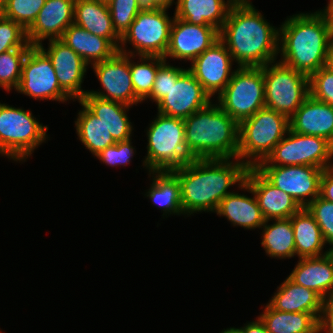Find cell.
I'll return each instance as SVG.
<instances>
[{
	"mask_svg": "<svg viewBox=\"0 0 333 333\" xmlns=\"http://www.w3.org/2000/svg\"><path fill=\"white\" fill-rule=\"evenodd\" d=\"M327 66L333 70V39L329 47Z\"/></svg>",
	"mask_w": 333,
	"mask_h": 333,
	"instance_id": "c3c4849f",
	"label": "cell"
},
{
	"mask_svg": "<svg viewBox=\"0 0 333 333\" xmlns=\"http://www.w3.org/2000/svg\"><path fill=\"white\" fill-rule=\"evenodd\" d=\"M32 111L0 102V155L25 162L49 137Z\"/></svg>",
	"mask_w": 333,
	"mask_h": 333,
	"instance_id": "52a82bcc",
	"label": "cell"
},
{
	"mask_svg": "<svg viewBox=\"0 0 333 333\" xmlns=\"http://www.w3.org/2000/svg\"><path fill=\"white\" fill-rule=\"evenodd\" d=\"M221 333H243L239 328L230 327L221 331Z\"/></svg>",
	"mask_w": 333,
	"mask_h": 333,
	"instance_id": "681fc988",
	"label": "cell"
},
{
	"mask_svg": "<svg viewBox=\"0 0 333 333\" xmlns=\"http://www.w3.org/2000/svg\"><path fill=\"white\" fill-rule=\"evenodd\" d=\"M310 96L333 106V70L327 65L309 77Z\"/></svg>",
	"mask_w": 333,
	"mask_h": 333,
	"instance_id": "60d3db41",
	"label": "cell"
},
{
	"mask_svg": "<svg viewBox=\"0 0 333 333\" xmlns=\"http://www.w3.org/2000/svg\"><path fill=\"white\" fill-rule=\"evenodd\" d=\"M265 107L290 118L310 96L309 77L280 61L263 66Z\"/></svg>",
	"mask_w": 333,
	"mask_h": 333,
	"instance_id": "9c48e42d",
	"label": "cell"
},
{
	"mask_svg": "<svg viewBox=\"0 0 333 333\" xmlns=\"http://www.w3.org/2000/svg\"><path fill=\"white\" fill-rule=\"evenodd\" d=\"M290 129L298 134L318 136L333 145V106L309 96L289 118Z\"/></svg>",
	"mask_w": 333,
	"mask_h": 333,
	"instance_id": "44dd1931",
	"label": "cell"
},
{
	"mask_svg": "<svg viewBox=\"0 0 333 333\" xmlns=\"http://www.w3.org/2000/svg\"><path fill=\"white\" fill-rule=\"evenodd\" d=\"M255 168L272 185L291 195L302 208L307 207L320 194L322 168L304 165Z\"/></svg>",
	"mask_w": 333,
	"mask_h": 333,
	"instance_id": "4fadbf2b",
	"label": "cell"
},
{
	"mask_svg": "<svg viewBox=\"0 0 333 333\" xmlns=\"http://www.w3.org/2000/svg\"><path fill=\"white\" fill-rule=\"evenodd\" d=\"M147 156L143 168L149 171H171L186 165L193 157L185 144L184 119L157 112L147 127Z\"/></svg>",
	"mask_w": 333,
	"mask_h": 333,
	"instance_id": "5b68a950",
	"label": "cell"
},
{
	"mask_svg": "<svg viewBox=\"0 0 333 333\" xmlns=\"http://www.w3.org/2000/svg\"><path fill=\"white\" fill-rule=\"evenodd\" d=\"M28 51L29 49H13L0 54V88L6 92L17 89Z\"/></svg>",
	"mask_w": 333,
	"mask_h": 333,
	"instance_id": "e575fe53",
	"label": "cell"
},
{
	"mask_svg": "<svg viewBox=\"0 0 333 333\" xmlns=\"http://www.w3.org/2000/svg\"><path fill=\"white\" fill-rule=\"evenodd\" d=\"M165 9L143 8L135 17L130 28L121 37L118 52L132 56L164 57L170 41L174 20ZM126 44L133 49H127Z\"/></svg>",
	"mask_w": 333,
	"mask_h": 333,
	"instance_id": "ba28073f",
	"label": "cell"
},
{
	"mask_svg": "<svg viewBox=\"0 0 333 333\" xmlns=\"http://www.w3.org/2000/svg\"><path fill=\"white\" fill-rule=\"evenodd\" d=\"M152 184L144 196L148 197L154 206H158L163 218L169 215H184L181 206L180 183L171 171H149ZM168 215V216H167Z\"/></svg>",
	"mask_w": 333,
	"mask_h": 333,
	"instance_id": "f546056e",
	"label": "cell"
},
{
	"mask_svg": "<svg viewBox=\"0 0 333 333\" xmlns=\"http://www.w3.org/2000/svg\"><path fill=\"white\" fill-rule=\"evenodd\" d=\"M288 278L309 288L323 299L333 290V253L318 257L299 258Z\"/></svg>",
	"mask_w": 333,
	"mask_h": 333,
	"instance_id": "603a6c76",
	"label": "cell"
},
{
	"mask_svg": "<svg viewBox=\"0 0 333 333\" xmlns=\"http://www.w3.org/2000/svg\"><path fill=\"white\" fill-rule=\"evenodd\" d=\"M333 167V145L326 139L298 134L290 128L283 139L257 166Z\"/></svg>",
	"mask_w": 333,
	"mask_h": 333,
	"instance_id": "8fae6325",
	"label": "cell"
},
{
	"mask_svg": "<svg viewBox=\"0 0 333 333\" xmlns=\"http://www.w3.org/2000/svg\"><path fill=\"white\" fill-rule=\"evenodd\" d=\"M234 61L224 42L219 38L202 54L196 57L188 71L198 80L204 90L211 96L219 95L235 71Z\"/></svg>",
	"mask_w": 333,
	"mask_h": 333,
	"instance_id": "9a60e30c",
	"label": "cell"
},
{
	"mask_svg": "<svg viewBox=\"0 0 333 333\" xmlns=\"http://www.w3.org/2000/svg\"><path fill=\"white\" fill-rule=\"evenodd\" d=\"M48 41L47 49L43 46L44 43L38 47L49 57L60 87L73 101L80 100L88 93L81 85L89 65L61 39Z\"/></svg>",
	"mask_w": 333,
	"mask_h": 333,
	"instance_id": "2e32d148",
	"label": "cell"
},
{
	"mask_svg": "<svg viewBox=\"0 0 333 333\" xmlns=\"http://www.w3.org/2000/svg\"><path fill=\"white\" fill-rule=\"evenodd\" d=\"M234 2H241V1H245V0H233Z\"/></svg>",
	"mask_w": 333,
	"mask_h": 333,
	"instance_id": "f5cc1de1",
	"label": "cell"
},
{
	"mask_svg": "<svg viewBox=\"0 0 333 333\" xmlns=\"http://www.w3.org/2000/svg\"><path fill=\"white\" fill-rule=\"evenodd\" d=\"M8 0H0V9L4 6V4L7 2Z\"/></svg>",
	"mask_w": 333,
	"mask_h": 333,
	"instance_id": "f907efd6",
	"label": "cell"
},
{
	"mask_svg": "<svg viewBox=\"0 0 333 333\" xmlns=\"http://www.w3.org/2000/svg\"><path fill=\"white\" fill-rule=\"evenodd\" d=\"M320 330L321 333H333V290L323 299Z\"/></svg>",
	"mask_w": 333,
	"mask_h": 333,
	"instance_id": "7bdbcfd3",
	"label": "cell"
},
{
	"mask_svg": "<svg viewBox=\"0 0 333 333\" xmlns=\"http://www.w3.org/2000/svg\"><path fill=\"white\" fill-rule=\"evenodd\" d=\"M321 229L324 242L333 248V202L320 196L306 207Z\"/></svg>",
	"mask_w": 333,
	"mask_h": 333,
	"instance_id": "f35d334b",
	"label": "cell"
},
{
	"mask_svg": "<svg viewBox=\"0 0 333 333\" xmlns=\"http://www.w3.org/2000/svg\"><path fill=\"white\" fill-rule=\"evenodd\" d=\"M132 138L125 141H118L116 144L107 147L96 155V159L107 166H126L131 162V158L136 153L135 148L132 145Z\"/></svg>",
	"mask_w": 333,
	"mask_h": 333,
	"instance_id": "b9f144b4",
	"label": "cell"
},
{
	"mask_svg": "<svg viewBox=\"0 0 333 333\" xmlns=\"http://www.w3.org/2000/svg\"><path fill=\"white\" fill-rule=\"evenodd\" d=\"M61 40L90 66L108 60L118 52L108 39L94 35L74 23L64 31Z\"/></svg>",
	"mask_w": 333,
	"mask_h": 333,
	"instance_id": "83f0119b",
	"label": "cell"
},
{
	"mask_svg": "<svg viewBox=\"0 0 333 333\" xmlns=\"http://www.w3.org/2000/svg\"><path fill=\"white\" fill-rule=\"evenodd\" d=\"M27 30L19 23L0 14V54L13 49H30Z\"/></svg>",
	"mask_w": 333,
	"mask_h": 333,
	"instance_id": "74e56055",
	"label": "cell"
},
{
	"mask_svg": "<svg viewBox=\"0 0 333 333\" xmlns=\"http://www.w3.org/2000/svg\"><path fill=\"white\" fill-rule=\"evenodd\" d=\"M74 24L108 39L119 49L121 36L115 31L108 3L97 0H75Z\"/></svg>",
	"mask_w": 333,
	"mask_h": 333,
	"instance_id": "484cf974",
	"label": "cell"
},
{
	"mask_svg": "<svg viewBox=\"0 0 333 333\" xmlns=\"http://www.w3.org/2000/svg\"><path fill=\"white\" fill-rule=\"evenodd\" d=\"M212 102L211 96L188 69L177 79L156 105L158 113L185 119Z\"/></svg>",
	"mask_w": 333,
	"mask_h": 333,
	"instance_id": "e0dca14e",
	"label": "cell"
},
{
	"mask_svg": "<svg viewBox=\"0 0 333 333\" xmlns=\"http://www.w3.org/2000/svg\"><path fill=\"white\" fill-rule=\"evenodd\" d=\"M79 101L103 122L116 142L125 141L132 137L134 128L127 115L132 106L104 100L89 93Z\"/></svg>",
	"mask_w": 333,
	"mask_h": 333,
	"instance_id": "d4e9b609",
	"label": "cell"
},
{
	"mask_svg": "<svg viewBox=\"0 0 333 333\" xmlns=\"http://www.w3.org/2000/svg\"><path fill=\"white\" fill-rule=\"evenodd\" d=\"M290 128L289 118L269 108L239 123L238 159L248 168L264 161Z\"/></svg>",
	"mask_w": 333,
	"mask_h": 333,
	"instance_id": "8992f818",
	"label": "cell"
},
{
	"mask_svg": "<svg viewBox=\"0 0 333 333\" xmlns=\"http://www.w3.org/2000/svg\"><path fill=\"white\" fill-rule=\"evenodd\" d=\"M243 333H269L261 321V319L257 316L256 320L250 321L244 324V327L239 328Z\"/></svg>",
	"mask_w": 333,
	"mask_h": 333,
	"instance_id": "f6af8a7d",
	"label": "cell"
},
{
	"mask_svg": "<svg viewBox=\"0 0 333 333\" xmlns=\"http://www.w3.org/2000/svg\"><path fill=\"white\" fill-rule=\"evenodd\" d=\"M82 108L78 112L75 128L76 134L86 149L96 156L109 146L116 144L107 127L93 115L79 100Z\"/></svg>",
	"mask_w": 333,
	"mask_h": 333,
	"instance_id": "d6a6232c",
	"label": "cell"
},
{
	"mask_svg": "<svg viewBox=\"0 0 333 333\" xmlns=\"http://www.w3.org/2000/svg\"><path fill=\"white\" fill-rule=\"evenodd\" d=\"M261 230V245L267 256L274 259H290L296 256L290 218L265 220Z\"/></svg>",
	"mask_w": 333,
	"mask_h": 333,
	"instance_id": "1f68e13d",
	"label": "cell"
},
{
	"mask_svg": "<svg viewBox=\"0 0 333 333\" xmlns=\"http://www.w3.org/2000/svg\"><path fill=\"white\" fill-rule=\"evenodd\" d=\"M215 102L238 124L265 107L263 67H237Z\"/></svg>",
	"mask_w": 333,
	"mask_h": 333,
	"instance_id": "30bf717a",
	"label": "cell"
},
{
	"mask_svg": "<svg viewBox=\"0 0 333 333\" xmlns=\"http://www.w3.org/2000/svg\"><path fill=\"white\" fill-rule=\"evenodd\" d=\"M319 196L327 201L333 202V167L324 169L320 181Z\"/></svg>",
	"mask_w": 333,
	"mask_h": 333,
	"instance_id": "ee69618b",
	"label": "cell"
},
{
	"mask_svg": "<svg viewBox=\"0 0 333 333\" xmlns=\"http://www.w3.org/2000/svg\"><path fill=\"white\" fill-rule=\"evenodd\" d=\"M219 36L237 67H263L279 55L280 28L271 25L250 0L232 5Z\"/></svg>",
	"mask_w": 333,
	"mask_h": 333,
	"instance_id": "7a4b0ae2",
	"label": "cell"
},
{
	"mask_svg": "<svg viewBox=\"0 0 333 333\" xmlns=\"http://www.w3.org/2000/svg\"><path fill=\"white\" fill-rule=\"evenodd\" d=\"M136 56L129 54L130 73L135 95L142 101L151 94L156 72L159 66L165 61L161 56H138L139 60H132ZM132 58V59H131Z\"/></svg>",
	"mask_w": 333,
	"mask_h": 333,
	"instance_id": "836d02e7",
	"label": "cell"
},
{
	"mask_svg": "<svg viewBox=\"0 0 333 333\" xmlns=\"http://www.w3.org/2000/svg\"><path fill=\"white\" fill-rule=\"evenodd\" d=\"M75 0H46L36 20L27 29V39L32 46L45 39H61L64 31L74 22Z\"/></svg>",
	"mask_w": 333,
	"mask_h": 333,
	"instance_id": "ffe728a7",
	"label": "cell"
},
{
	"mask_svg": "<svg viewBox=\"0 0 333 333\" xmlns=\"http://www.w3.org/2000/svg\"><path fill=\"white\" fill-rule=\"evenodd\" d=\"M247 169L238 158H232L192 159L171 170L180 183L184 217L203 211L215 213L220 201L231 193L228 189L244 182Z\"/></svg>",
	"mask_w": 333,
	"mask_h": 333,
	"instance_id": "6da1fadb",
	"label": "cell"
},
{
	"mask_svg": "<svg viewBox=\"0 0 333 333\" xmlns=\"http://www.w3.org/2000/svg\"><path fill=\"white\" fill-rule=\"evenodd\" d=\"M258 316L269 333H321L320 321L307 312H283L268 303Z\"/></svg>",
	"mask_w": 333,
	"mask_h": 333,
	"instance_id": "4dcf8cb0",
	"label": "cell"
},
{
	"mask_svg": "<svg viewBox=\"0 0 333 333\" xmlns=\"http://www.w3.org/2000/svg\"><path fill=\"white\" fill-rule=\"evenodd\" d=\"M244 181L254 193L265 220L287 219L302 208L291 195L272 185L255 167L247 169Z\"/></svg>",
	"mask_w": 333,
	"mask_h": 333,
	"instance_id": "d6986e66",
	"label": "cell"
},
{
	"mask_svg": "<svg viewBox=\"0 0 333 333\" xmlns=\"http://www.w3.org/2000/svg\"><path fill=\"white\" fill-rule=\"evenodd\" d=\"M290 219L294 231L296 257H318L331 251V248H328L324 252V246L327 244L314 216L306 207L301 208Z\"/></svg>",
	"mask_w": 333,
	"mask_h": 333,
	"instance_id": "f1b7e54d",
	"label": "cell"
},
{
	"mask_svg": "<svg viewBox=\"0 0 333 333\" xmlns=\"http://www.w3.org/2000/svg\"><path fill=\"white\" fill-rule=\"evenodd\" d=\"M115 31L122 37L144 8L141 0H111L108 3Z\"/></svg>",
	"mask_w": 333,
	"mask_h": 333,
	"instance_id": "8d00e7d4",
	"label": "cell"
},
{
	"mask_svg": "<svg viewBox=\"0 0 333 333\" xmlns=\"http://www.w3.org/2000/svg\"><path fill=\"white\" fill-rule=\"evenodd\" d=\"M187 68L173 66L166 60L159 66L156 72V78L153 83L151 94L145 99L153 101L156 104L168 95V92L172 86V80H177Z\"/></svg>",
	"mask_w": 333,
	"mask_h": 333,
	"instance_id": "ab89813d",
	"label": "cell"
},
{
	"mask_svg": "<svg viewBox=\"0 0 333 333\" xmlns=\"http://www.w3.org/2000/svg\"><path fill=\"white\" fill-rule=\"evenodd\" d=\"M176 2L177 1L174 0H141V3L144 8L165 9V10L171 8L170 6H172L173 3H175L176 6Z\"/></svg>",
	"mask_w": 333,
	"mask_h": 333,
	"instance_id": "bcb514c9",
	"label": "cell"
},
{
	"mask_svg": "<svg viewBox=\"0 0 333 333\" xmlns=\"http://www.w3.org/2000/svg\"><path fill=\"white\" fill-rule=\"evenodd\" d=\"M213 102L184 119L187 151L193 159H235L239 124Z\"/></svg>",
	"mask_w": 333,
	"mask_h": 333,
	"instance_id": "277c9868",
	"label": "cell"
},
{
	"mask_svg": "<svg viewBox=\"0 0 333 333\" xmlns=\"http://www.w3.org/2000/svg\"><path fill=\"white\" fill-rule=\"evenodd\" d=\"M268 304L283 312L312 313L319 321L323 311V298L319 294L295 284L288 277L277 287Z\"/></svg>",
	"mask_w": 333,
	"mask_h": 333,
	"instance_id": "cb8c5ba5",
	"label": "cell"
},
{
	"mask_svg": "<svg viewBox=\"0 0 333 333\" xmlns=\"http://www.w3.org/2000/svg\"><path fill=\"white\" fill-rule=\"evenodd\" d=\"M219 38V30L214 26L190 24L174 17L168 49L163 58L166 61L170 57L174 61L192 62Z\"/></svg>",
	"mask_w": 333,
	"mask_h": 333,
	"instance_id": "ac0fdd59",
	"label": "cell"
},
{
	"mask_svg": "<svg viewBox=\"0 0 333 333\" xmlns=\"http://www.w3.org/2000/svg\"><path fill=\"white\" fill-rule=\"evenodd\" d=\"M234 3L233 0H177L174 17L190 24L214 26L220 31Z\"/></svg>",
	"mask_w": 333,
	"mask_h": 333,
	"instance_id": "4316f807",
	"label": "cell"
},
{
	"mask_svg": "<svg viewBox=\"0 0 333 333\" xmlns=\"http://www.w3.org/2000/svg\"><path fill=\"white\" fill-rule=\"evenodd\" d=\"M46 0H8L0 14L22 25L26 30L36 20Z\"/></svg>",
	"mask_w": 333,
	"mask_h": 333,
	"instance_id": "d590c367",
	"label": "cell"
},
{
	"mask_svg": "<svg viewBox=\"0 0 333 333\" xmlns=\"http://www.w3.org/2000/svg\"><path fill=\"white\" fill-rule=\"evenodd\" d=\"M91 68L103 89L88 90L90 95L128 106L141 104L132 85L129 54L117 52L112 58L91 65Z\"/></svg>",
	"mask_w": 333,
	"mask_h": 333,
	"instance_id": "5bb4252c",
	"label": "cell"
},
{
	"mask_svg": "<svg viewBox=\"0 0 333 333\" xmlns=\"http://www.w3.org/2000/svg\"><path fill=\"white\" fill-rule=\"evenodd\" d=\"M237 187L251 193L253 197L232 191L220 201L215 213L217 216L225 217L234 227L239 226L246 230L260 229L265 219L254 193L245 181Z\"/></svg>",
	"mask_w": 333,
	"mask_h": 333,
	"instance_id": "7402d4cb",
	"label": "cell"
},
{
	"mask_svg": "<svg viewBox=\"0 0 333 333\" xmlns=\"http://www.w3.org/2000/svg\"><path fill=\"white\" fill-rule=\"evenodd\" d=\"M97 1L104 2V3H109L111 0H97Z\"/></svg>",
	"mask_w": 333,
	"mask_h": 333,
	"instance_id": "816d5d0a",
	"label": "cell"
},
{
	"mask_svg": "<svg viewBox=\"0 0 333 333\" xmlns=\"http://www.w3.org/2000/svg\"><path fill=\"white\" fill-rule=\"evenodd\" d=\"M321 11L325 14L328 20L331 34L333 36V0H329L326 7H324L323 10L321 9Z\"/></svg>",
	"mask_w": 333,
	"mask_h": 333,
	"instance_id": "7dc6e473",
	"label": "cell"
},
{
	"mask_svg": "<svg viewBox=\"0 0 333 333\" xmlns=\"http://www.w3.org/2000/svg\"><path fill=\"white\" fill-rule=\"evenodd\" d=\"M18 93L36 100H52L59 103L73 100L59 85L49 57L38 47L32 46L22 65Z\"/></svg>",
	"mask_w": 333,
	"mask_h": 333,
	"instance_id": "7c38bea8",
	"label": "cell"
},
{
	"mask_svg": "<svg viewBox=\"0 0 333 333\" xmlns=\"http://www.w3.org/2000/svg\"><path fill=\"white\" fill-rule=\"evenodd\" d=\"M279 28L280 62L308 77L327 65L333 36L321 10L293 14Z\"/></svg>",
	"mask_w": 333,
	"mask_h": 333,
	"instance_id": "3957f363",
	"label": "cell"
}]
</instances>
